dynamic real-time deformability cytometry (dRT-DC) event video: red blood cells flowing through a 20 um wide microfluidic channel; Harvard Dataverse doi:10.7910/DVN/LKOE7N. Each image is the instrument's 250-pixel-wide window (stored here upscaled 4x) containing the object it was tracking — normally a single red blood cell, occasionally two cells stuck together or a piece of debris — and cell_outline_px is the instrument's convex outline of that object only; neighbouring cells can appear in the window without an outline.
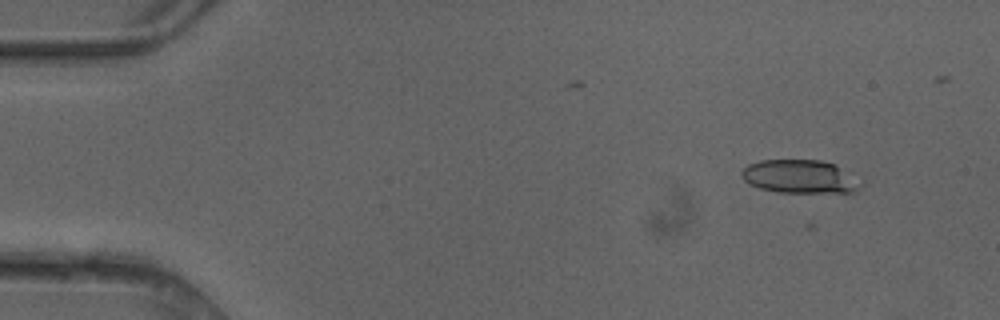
{"species": "common noctule bat (a hibernating species)", "species_latin": "Nyctalus noctula", "temperature_condition": "cold", "stored_images_in_passage": 5, "camera_frame_rate_fps": 3000, "um_per_image_px": 0.085, "animal": {"sex": "female"}, "frame": {"image": 1, "passage_image": 1, "time_ms": 0.0, "image_size_px": [1000, 320], "cell_outline_px": [[864, 184], [856, 192], [776, 192], [760, 188], [744, 180], [740, 176], [740, 172], [748, 164], [760, 160], [820, 160], [836, 164]], "centroid_in_image_um": [67.99, 15.01], "position_along_channel_um": 17.0, "area_um2": 23.18}}
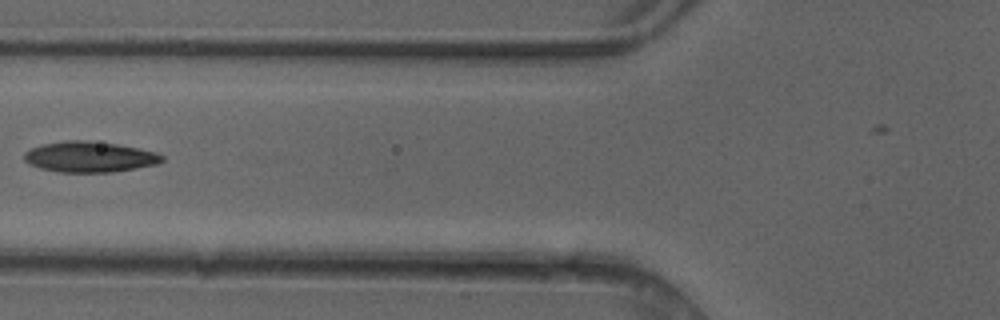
{"frame": {"image": 2, "passage_image": 4, "time_ms": 1.0, "image_size_px": [1000, 320], "cell_outline_px": [[164, 160], [156, 164], [136, 168], [112, 172], [60, 172], [40, 168], [28, 164], [24, 160], [24, 152], [40, 144], [64, 140], [84, 140], [116, 144], [140, 148], [156, 152], [164, 156]], "centroid_in_image_um": [7.59, 13.33], "position_along_channel_um": 118.2, "area_um2": 24.74}}
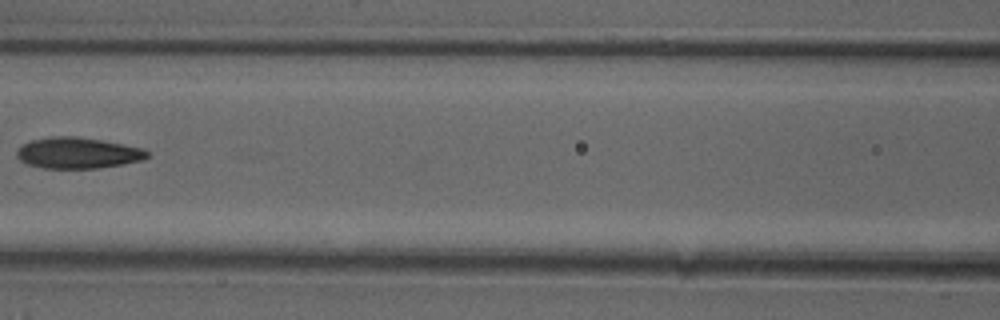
{"frame": {"image": 3, "passage_image": 5, "time_ms": 1.333, "image_size_px": [1000, 320], "cell_outline_px": [[148, 156], [144, 160], [124, 164], [96, 168], [44, 168], [28, 164], [20, 160], [16, 156], [16, 148], [32, 140], [48, 136], [72, 136], [100, 140], [144, 148], [148, 152]], "centroid_in_image_um": [6.6, 13.0], "position_along_channel_um": 160.0, "area_um2": 23.58}}